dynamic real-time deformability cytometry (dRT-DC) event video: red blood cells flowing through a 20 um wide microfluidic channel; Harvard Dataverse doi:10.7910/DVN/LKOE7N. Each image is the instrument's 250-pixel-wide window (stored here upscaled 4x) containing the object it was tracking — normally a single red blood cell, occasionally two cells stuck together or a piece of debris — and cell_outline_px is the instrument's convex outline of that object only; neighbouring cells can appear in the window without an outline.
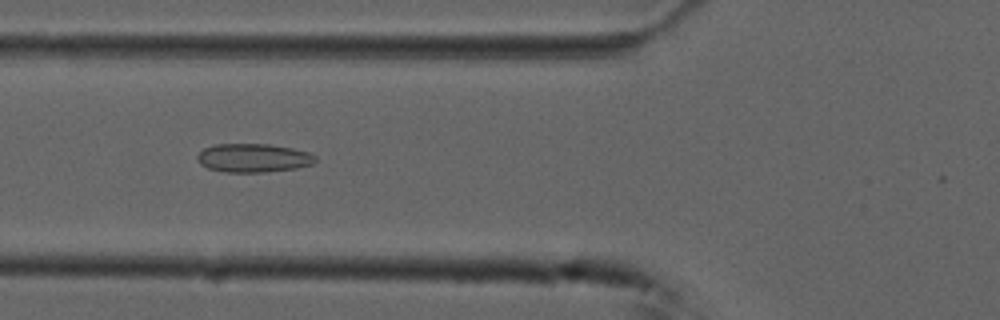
{"species": "common noctule bat (a hibernating species)", "species_latin": "Nyctalus noctula", "temperature_condition": "cold", "stored_images_in_passage": 53, "camera_frame_rate_fps": 3000, "um_per_image_px": 0.085, "animal": {"sex": "male", "forearm_length_mm": 52.5}, "frame": {"image": 1, "passage_image": 19, "time_ms": 6.0, "image_size_px": [1000, 320], "cell_outline_px": [[316, 160], [312, 164], [296, 168], [264, 172], [224, 172], [208, 168], [200, 164], [196, 160], [196, 156], [204, 148], [216, 144], [268, 144], [292, 148], [308, 152], [316, 156]], "centroid_in_image_um": [21.51, 13.42], "position_along_channel_um": 104.3, "area_um2": 19.71}}
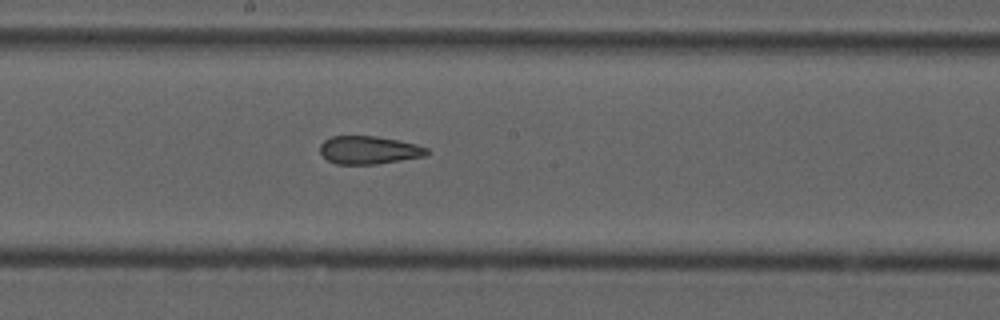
{"frame": {"image": 2, "passage_image": 28, "time_ms": 9.0, "image_size_px": [1000, 320], "cell_outline_px": [[432, 152], [424, 156], [376, 164], [336, 164], [328, 160], [320, 152], [320, 144], [324, 140], [332, 136], [376, 136], [416, 144], [428, 148]], "centroid_in_image_um": [31.36, 12.75], "position_along_channel_um": 216.8, "area_um2": 17.4}}
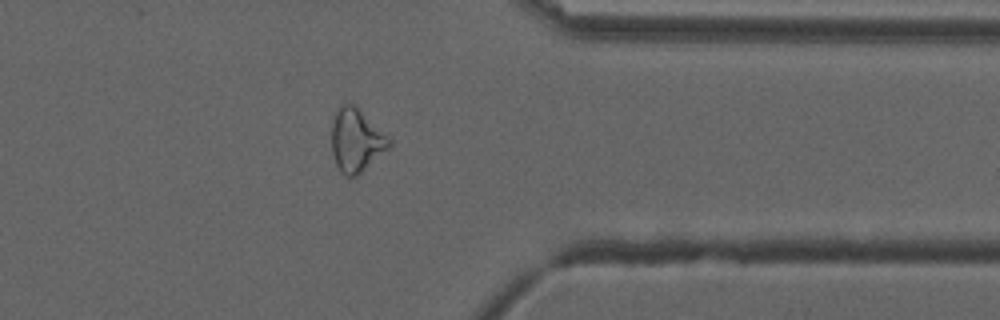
{"frame": {"image": 3, "passage_image": 42, "time_ms": 13.667, "image_size_px": [1000, 320], "cell_outline_px": [[392, 144], [388, 148], [356, 176], [348, 176], [340, 172], [336, 164], [332, 152], [332, 120], [336, 112], [344, 104], [356, 104], [392, 140]], "centroid_in_image_um": [30.28, 11.9], "position_along_channel_um": 381.1, "area_um2": 20.98}, "authors_computed_cell_mechanics": {"area_um2": 20.9814, "velocity_mm_per_s": 3.746, "shape_relaxation_time_tau1_ms": null, "shape_relaxation_time_tau2_ms": 2.4286, "deformation_change_tau1": null, "deformation_change_tau2": 0.1002}}